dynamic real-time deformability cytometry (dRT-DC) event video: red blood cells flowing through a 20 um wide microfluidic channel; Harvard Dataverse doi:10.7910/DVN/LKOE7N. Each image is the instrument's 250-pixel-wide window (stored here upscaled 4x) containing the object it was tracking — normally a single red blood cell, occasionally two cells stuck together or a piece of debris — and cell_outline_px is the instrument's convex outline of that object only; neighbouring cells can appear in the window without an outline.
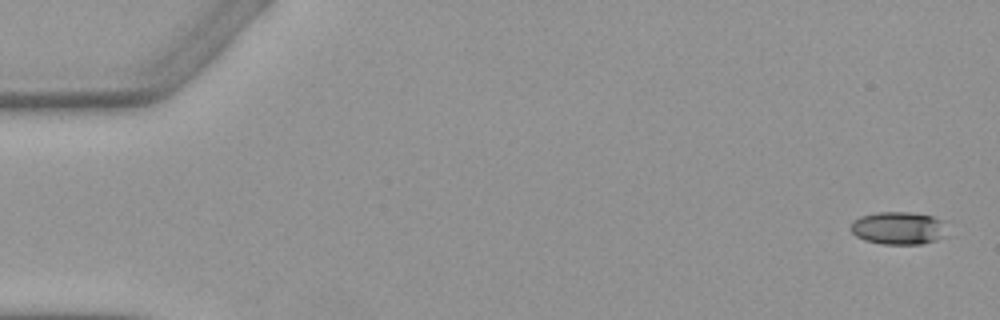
{"species": "Egyptian fruit bat (a non-hibernating species)", "species_latin": "Rousettus aegyptiacus", "temperature_condition": "warm", "stored_images_in_passage": 4, "camera_frame_rate_fps": 3000, "um_per_image_px": 0.085, "animal": {"sex": "female"}, "frame": {"image": 1, "passage_image": 1, "time_ms": 0.0, "image_size_px": [1000, 320], "cell_outline_px": [[952, 236], [920, 244], [884, 244], [864, 240], [856, 236], [852, 232], [852, 220], [860, 216], [876, 212], [912, 212], [932, 216], [948, 220]], "centroid_in_image_um": [76.54, 19.38], "position_along_channel_um": 8.5, "area_um2": 19.25}}
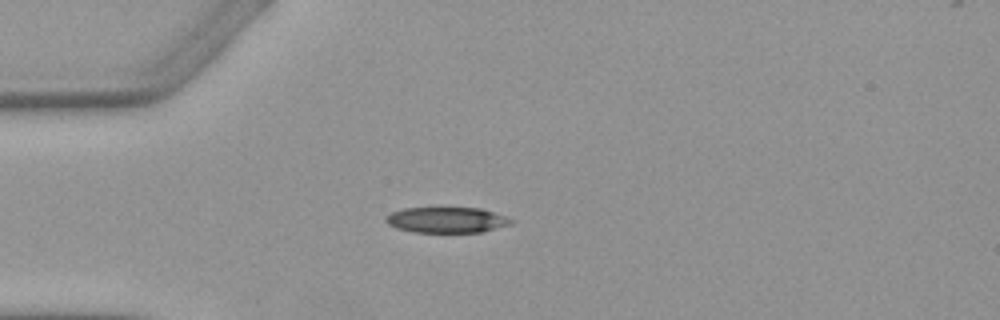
{"frame": {"image": 2, "passage_image": 3, "time_ms": 4.333, "image_size_px": [1000, 320], "cell_outline_px": [[516, 220], [512, 224], [484, 232], [412, 232], [396, 228], [388, 224], [384, 220], [384, 216], [392, 212], [404, 208], [480, 208]], "centroid_in_image_um": [37.96, 18.7], "position_along_channel_um": 47.0, "area_um2": 18.84}}